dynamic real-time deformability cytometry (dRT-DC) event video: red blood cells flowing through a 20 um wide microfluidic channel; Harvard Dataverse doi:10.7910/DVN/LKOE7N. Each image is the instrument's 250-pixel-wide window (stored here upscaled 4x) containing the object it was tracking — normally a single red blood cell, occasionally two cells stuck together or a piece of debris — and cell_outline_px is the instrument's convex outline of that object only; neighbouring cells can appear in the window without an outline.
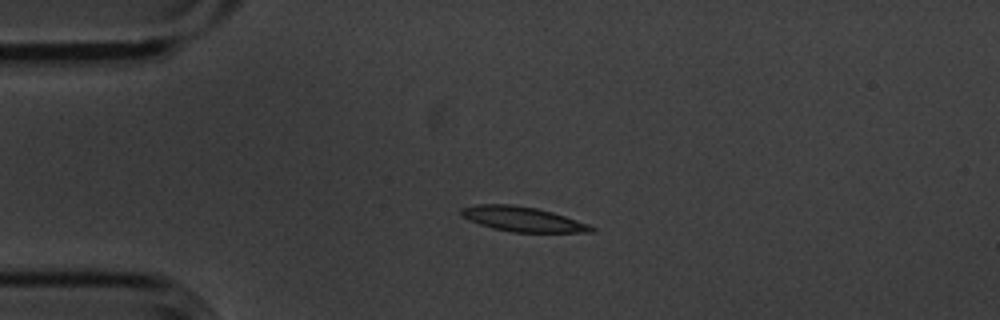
{"species": "common noctule bat (a hibernating species)", "species_latin": "Nyctalus noctula", "temperature_condition": "cold", "stored_images_in_passage": 4, "camera_frame_rate_fps": 3000, "um_per_image_px": 0.085, "animal": {"sex": "male", "body_mass_g": 20.1, "forearm_length_mm": 53.5}, "frame": {"image": 1, "passage_image": 3, "time_ms": 0.667, "image_size_px": [1000, 320], "cell_outline_px": [[596, 232], [512, 232], [492, 228], [468, 220], [460, 216], [460, 208], [476, 204], [512, 204], [536, 208], [552, 212], [588, 224], [596, 228]], "centroid_in_image_um": [44.38, 18.62], "position_along_channel_um": 40.6, "area_um2": 18.84}}